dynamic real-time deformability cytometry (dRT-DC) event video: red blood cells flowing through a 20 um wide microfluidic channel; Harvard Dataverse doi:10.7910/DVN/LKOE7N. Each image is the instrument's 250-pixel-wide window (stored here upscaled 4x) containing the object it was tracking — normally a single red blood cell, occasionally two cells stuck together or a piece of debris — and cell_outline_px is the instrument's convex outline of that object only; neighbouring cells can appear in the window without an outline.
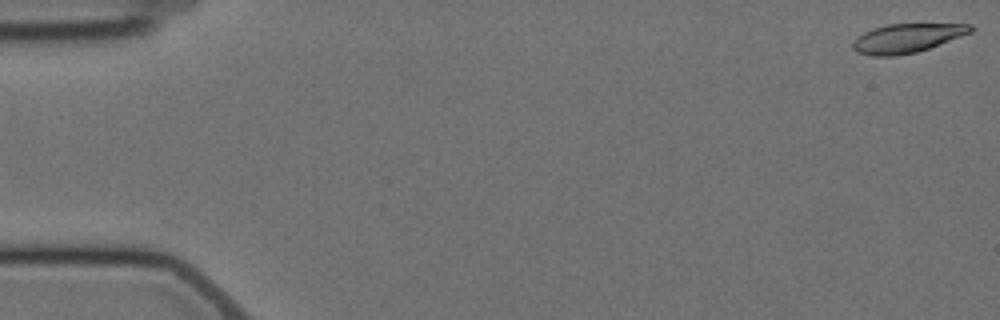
{"species": "Egyptian fruit bat (a non-hibernating species)", "species_latin": "Rousettus aegyptiacus", "temperature_condition": "cold", "stored_images_in_passage": 58, "camera_frame_rate_fps": 3000, "um_per_image_px": 0.085, "animal": {"sex": "female"}, "frame": {"image": 1, "passage_image": 1, "time_ms": 0.0, "image_size_px": [1000, 320], "cell_outline_px": [[972, 32], [928, 48], [916, 52], [896, 56], [872, 56], [856, 52], [852, 48], [852, 44], [864, 32], [872, 28], [888, 24], [972, 24]], "centroid_in_image_um": [77.07, 3.25], "position_along_channel_um": 7.9, "area_um2": 19.65}}
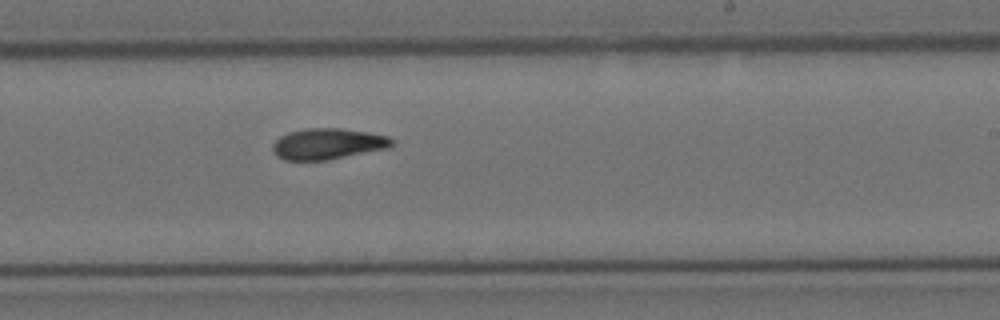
{"frame": {"image": 2, "passage_image": 35, "time_ms": 11.333, "image_size_px": [1000, 320], "cell_outline_px": [[392, 144], [388, 148], [328, 160], [284, 160], [276, 156], [272, 152], [272, 144], [280, 136], [288, 132], [304, 128], [340, 128], [368, 132], [388, 136], [392, 140]], "centroid_in_image_um": [27.81, 12.22], "position_along_channel_um": 261.2, "area_um2": 21.62}}
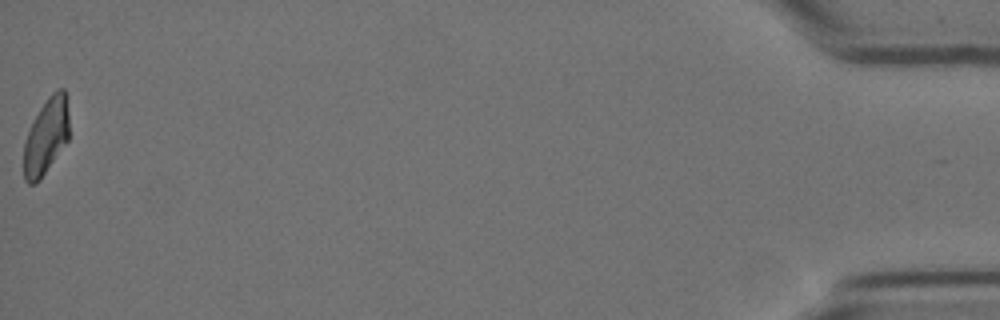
{"frame": {"image": 3, "passage_image": 58, "time_ms": 19.0, "image_size_px": [1000, 320], "cell_outline_px": [[68, 140], [40, 180], [36, 184], [28, 184], [24, 180], [24, 140], [40, 108], [48, 96], [56, 88], [64, 88], [68, 96]], "centroid_in_image_um": [3.93, 11.57], "position_along_channel_um": 431.3, "area_um2": 20.23}, "authors_computed_cell_mechanics": {"area_um2": 21.0681, "velocity_mm_per_s": 3.5063, "shape_relaxation_time_tau1_ms": 5.9805, "shape_relaxation_time_tau2_ms": 3.9642, "deformation_change_tau1": 0.1726, "deformation_change_tau2": 0.1036}}